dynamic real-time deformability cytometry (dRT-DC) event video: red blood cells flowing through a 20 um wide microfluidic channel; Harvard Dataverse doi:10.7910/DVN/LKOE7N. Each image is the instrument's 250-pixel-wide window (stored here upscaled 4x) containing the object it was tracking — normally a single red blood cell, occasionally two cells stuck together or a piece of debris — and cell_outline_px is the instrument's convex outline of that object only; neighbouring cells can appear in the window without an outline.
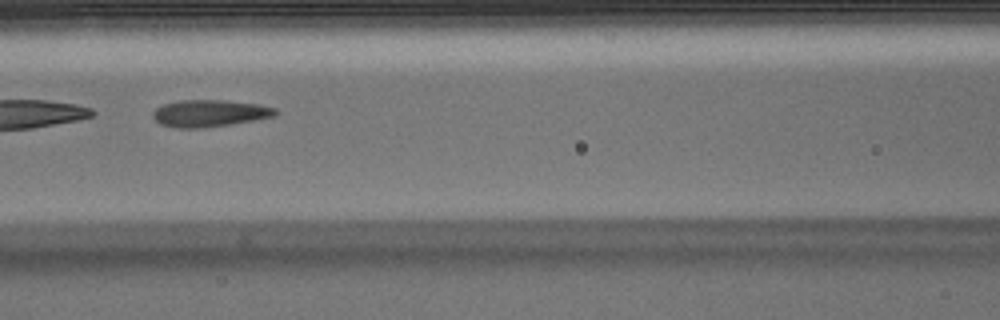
{"species": "Egyptian fruit bat (a non-hibernating species)", "species_latin": "Rousettus aegyptiacus", "temperature_condition": "warm", "stored_images_in_passage": 5, "camera_frame_rate_fps": 3000, "um_per_image_px": 0.085, "animal": {"sex": "male"}, "frame": {"image": 1, "passage_image": 5, "time_ms": 1.333, "image_size_px": [1000, 320], "cell_outline_px": [[280, 112], [276, 116], [204, 128], [176, 128], [160, 124], [152, 116], [152, 112], [156, 108], [164, 104], [180, 100], [228, 100], [260, 104], [276, 108]], "centroid_in_image_um": [17.84, 9.62], "position_along_channel_um": 148.8, "area_um2": 19.36}}